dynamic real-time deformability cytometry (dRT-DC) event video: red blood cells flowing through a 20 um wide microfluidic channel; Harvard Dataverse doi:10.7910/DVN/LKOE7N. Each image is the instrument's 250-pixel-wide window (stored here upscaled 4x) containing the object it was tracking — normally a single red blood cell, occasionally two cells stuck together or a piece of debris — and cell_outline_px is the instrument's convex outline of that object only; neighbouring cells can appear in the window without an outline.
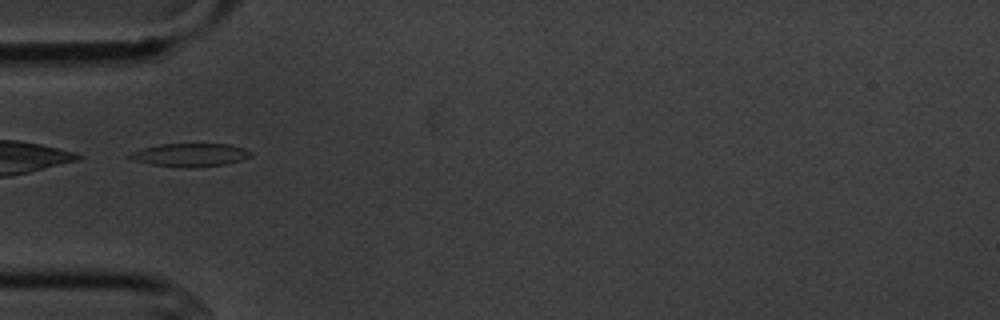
{"species": "common noctule bat (a hibernating species)", "species_latin": "Nyctalus noctula", "temperature_condition": "cold", "stored_images_in_passage": 8, "camera_frame_rate_fps": 3000, "um_per_image_px": 0.085, "animal": {"sex": "male", "body_mass_g": 20.1, "forearm_length_mm": 53.5}, "frame": {"image": 1, "passage_image": 5, "time_ms": 4.667, "image_size_px": [1000, 320], "cell_outline_px": [[252, 156], [240, 160], [224, 164], [192, 168], [188, 168], [148, 164], [136, 160], [128, 156], [132, 152], [144, 148], [160, 144], [228, 144], [244, 148], [252, 152]], "centroid_in_image_um": [16.2, 13.17], "position_along_channel_um": 68.8, "area_um2": 16.18}}
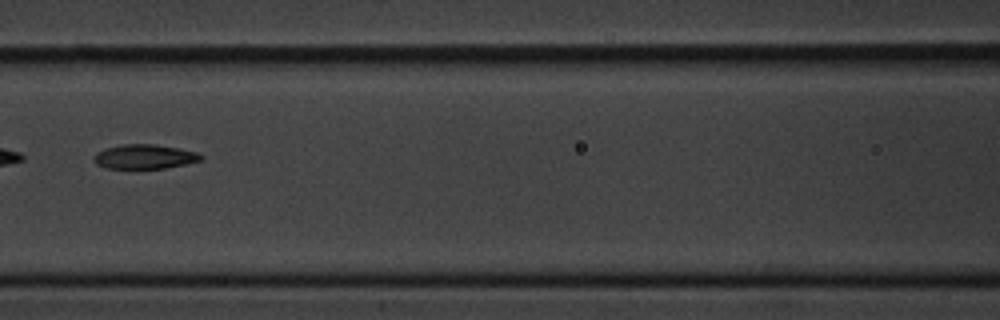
{"frame": {"image": 2, "passage_image": 7, "time_ms": 7.0, "image_size_px": [1000, 320], "cell_outline_px": [[204, 156], [200, 160], [184, 164], [164, 168], [104, 168], [96, 164], [92, 160], [92, 156], [96, 152], [104, 148], [124, 144], [152, 144], [180, 148], [196, 152]], "centroid_in_image_um": [12.22, 13.31], "position_along_channel_um": 154.4, "area_um2": 15.26}}
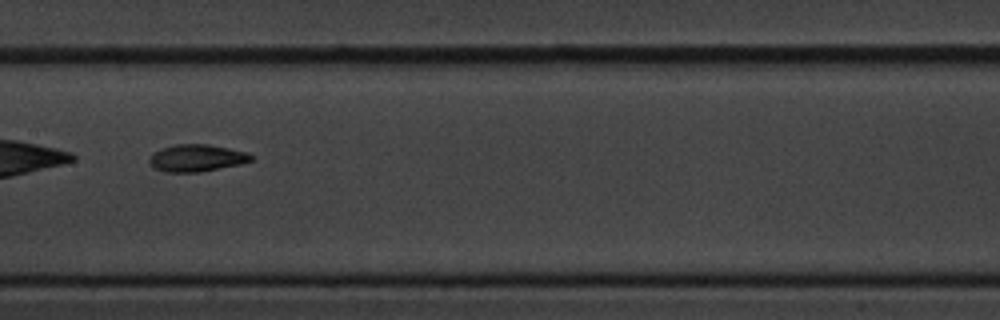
{"frame": {"image": 3, "passage_image": 8, "time_ms": 8.0, "image_size_px": [1000, 320], "cell_outline_px": [[252, 160], [240, 164], [200, 172], [164, 172], [152, 168], [148, 160], [148, 156], [152, 152], [176, 144], [208, 144], [248, 152], [252, 156]], "centroid_in_image_um": [16.66, 13.43], "position_along_channel_um": 190.7, "area_um2": 16.18}}